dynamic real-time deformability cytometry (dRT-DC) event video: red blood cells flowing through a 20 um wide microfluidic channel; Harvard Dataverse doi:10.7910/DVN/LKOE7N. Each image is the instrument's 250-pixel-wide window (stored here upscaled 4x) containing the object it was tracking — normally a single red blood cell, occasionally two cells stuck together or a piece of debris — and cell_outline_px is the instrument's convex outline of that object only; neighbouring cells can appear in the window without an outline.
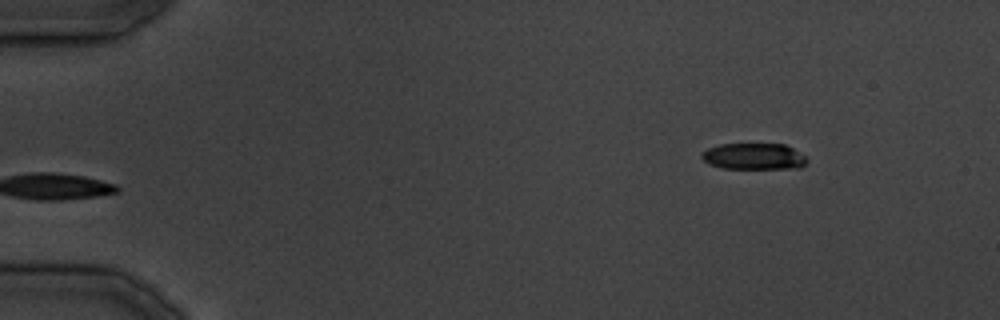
{"species": "common noctule bat (a hibernating species)", "species_latin": "Nyctalus noctula", "temperature_condition": "cold", "stored_images_in_passage": 17, "camera_frame_rate_fps": 3000, "um_per_image_px": 0.085, "animal": {"sex": "male", "body_mass_g": 19.5, "forearm_length_mm": 54.6}, "frame": {"image": 1, "passage_image": 1, "time_ms": 0.0, "image_size_px": [1000, 320], "cell_outline_px": [[808, 160], [800, 168], [724, 168], [708, 164], [700, 156], [708, 148], [720, 144], [784, 144], [792, 148], [804, 156]], "centroid_in_image_um": [64.06, 13.29], "position_along_channel_um": 20.9, "area_um2": 15.95}}
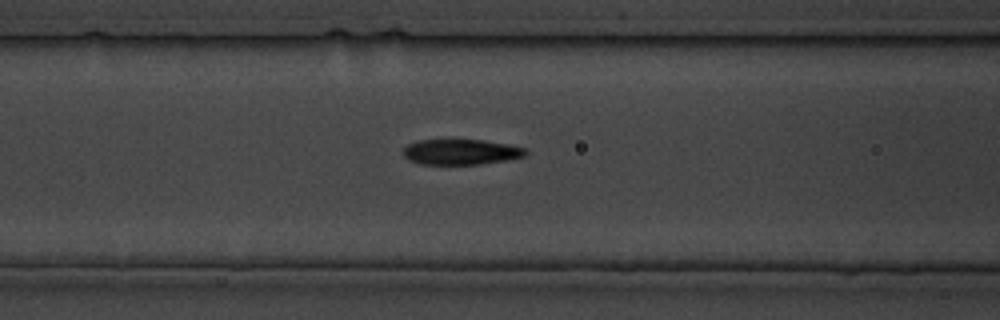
{"frame": {"image": 2, "passage_image": 12, "time_ms": 13.333, "image_size_px": [1000, 320], "cell_outline_px": [[528, 152], [524, 156], [508, 160], [480, 164], [420, 164], [408, 160], [404, 156], [404, 148], [408, 144], [416, 140], [484, 140], [508, 144], [528, 148]], "centroid_in_image_um": [39.2, 12.91], "position_along_channel_um": 127.4, "area_um2": 18.26}}
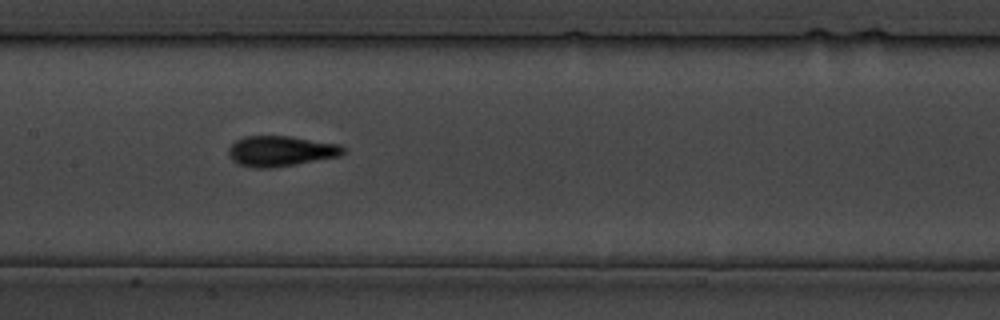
{"frame": {"image": 3, "passage_image": 15, "time_ms": 17.0, "image_size_px": [1000, 320], "cell_outline_px": [[344, 152], [340, 156], [296, 164], [268, 168], [252, 168], [236, 164], [228, 156], [228, 148], [236, 140], [244, 136], [292, 136], [340, 144], [344, 148]], "centroid_in_image_um": [23.83, 12.84], "position_along_channel_um": 183.6, "area_um2": 20.52}}